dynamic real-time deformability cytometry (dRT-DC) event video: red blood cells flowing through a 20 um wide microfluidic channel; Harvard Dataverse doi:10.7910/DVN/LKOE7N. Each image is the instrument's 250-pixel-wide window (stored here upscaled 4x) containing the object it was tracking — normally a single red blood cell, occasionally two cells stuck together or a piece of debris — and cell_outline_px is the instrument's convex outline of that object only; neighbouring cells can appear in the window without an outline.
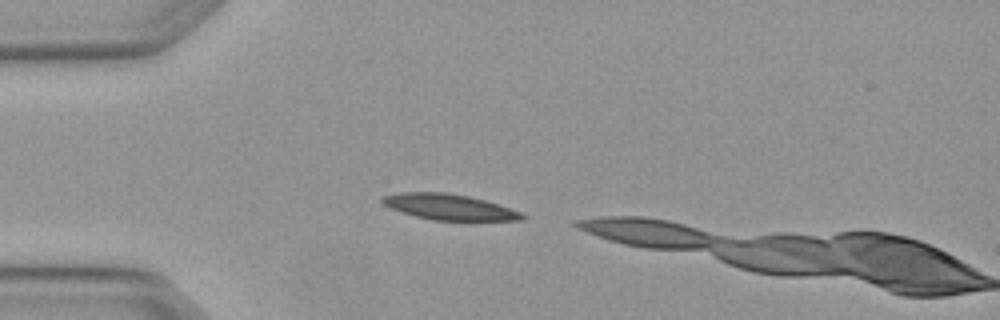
{"species": "Egyptian fruit bat (a non-hibernating species)", "species_latin": "Rousettus aegyptiacus", "temperature_condition": "warm", "stored_images_in_passage": 2, "camera_frame_rate_fps": 3000, "um_per_image_px": 0.085, "animal": {"sex": "female"}, "frame": {"image": 1, "passage_image": 1, "time_ms": 0.0, "image_size_px": [1000, 320], "cell_outline_px": [[528, 216], [524, 220], [472, 224], [432, 220], [416, 216], [392, 208], [384, 204], [380, 200], [380, 196], [396, 192], [444, 192], [468, 196], [484, 200], [520, 212]], "centroid_in_image_um": [38.28, 17.66], "position_along_channel_um": 46.7, "area_um2": 22.08}}